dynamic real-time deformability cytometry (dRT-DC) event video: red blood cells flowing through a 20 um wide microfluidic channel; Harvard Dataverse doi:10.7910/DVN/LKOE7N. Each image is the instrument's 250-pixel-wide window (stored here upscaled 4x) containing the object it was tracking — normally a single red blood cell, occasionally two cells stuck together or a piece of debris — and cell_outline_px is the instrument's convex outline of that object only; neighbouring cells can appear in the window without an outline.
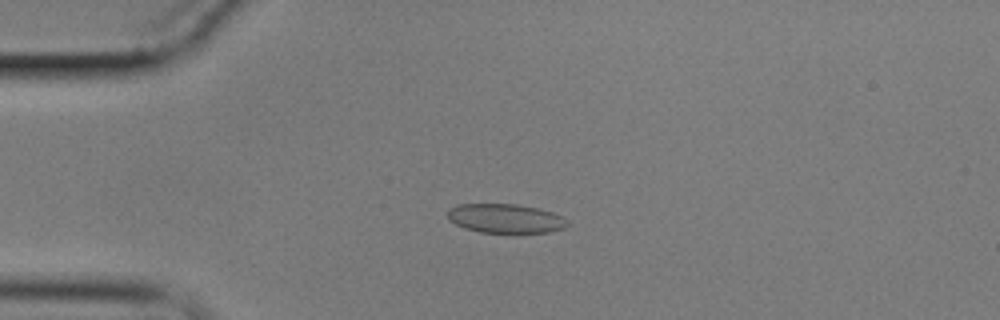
{"species": "common noctule bat (a hibernating species)", "species_latin": "Nyctalus noctula", "temperature_condition": "cold", "stored_images_in_passage": 60, "camera_frame_rate_fps": 3000, "um_per_image_px": 0.085, "animal": {"sex": "male", "body_mass_g": 17.9}, "frame": {"image": 1, "passage_image": 15, "time_ms": 4.667, "image_size_px": [1000, 320], "cell_outline_px": [[568, 224], [564, 228], [548, 232], [516, 236], [480, 232], [464, 228], [448, 220], [448, 208], [460, 204], [516, 204], [540, 208], [564, 216], [568, 220]], "centroid_in_image_um": [43.01, 18.61], "position_along_channel_um": 42.0, "area_um2": 21.39}}
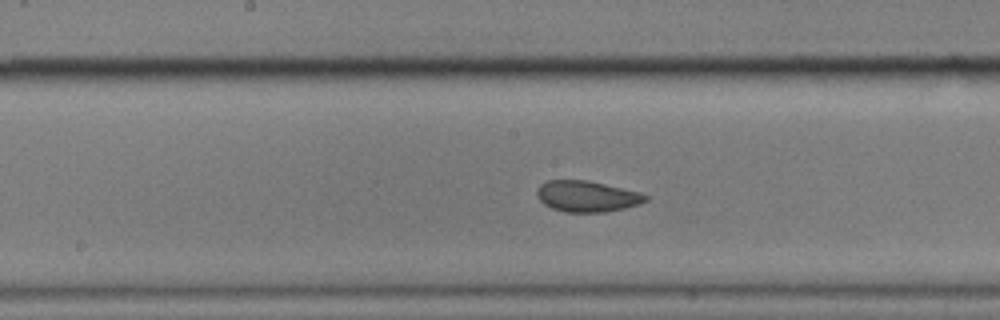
{"frame": {"image": 2, "passage_image": 31, "time_ms": 10.0, "image_size_px": [1000, 320], "cell_outline_px": [[648, 200], [640, 204], [624, 208], [604, 212], [564, 212], [552, 208], [544, 204], [536, 196], [536, 188], [540, 184], [548, 180], [588, 180], [640, 192], [648, 196]], "centroid_in_image_um": [49.87, 16.68], "position_along_channel_um": 198.3, "area_um2": 19.77}}
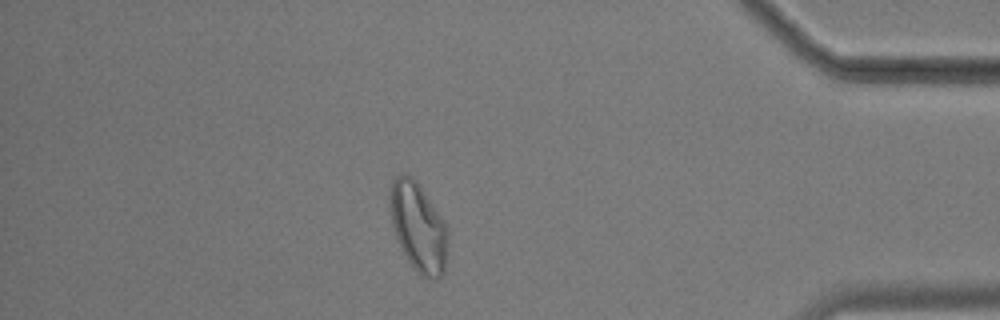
{"frame": {"image": 3, "passage_image": 52, "time_ms": 17.0, "image_size_px": [1000, 320], "cell_outline_px": [[448, 244], [444, 272], [436, 280], [420, 276], [416, 272], [408, 260], [396, 236], [392, 224], [388, 196], [392, 180], [396, 176], [404, 172], [412, 176], [416, 180], [444, 220], [448, 228]], "centroid_in_image_um": [35.56, 19.28], "position_along_channel_um": 399.6, "area_um2": 30.29}, "authors_computed_cell_mechanics": {"area_um2": 20.4034, "velocity_mm_per_s": 3.3957, "shape_relaxation_time_tau1_ms": null, "shape_relaxation_time_tau2_ms": 1.2557, "deformation_change_tau1": null, "deformation_change_tau2": 0.0501}}